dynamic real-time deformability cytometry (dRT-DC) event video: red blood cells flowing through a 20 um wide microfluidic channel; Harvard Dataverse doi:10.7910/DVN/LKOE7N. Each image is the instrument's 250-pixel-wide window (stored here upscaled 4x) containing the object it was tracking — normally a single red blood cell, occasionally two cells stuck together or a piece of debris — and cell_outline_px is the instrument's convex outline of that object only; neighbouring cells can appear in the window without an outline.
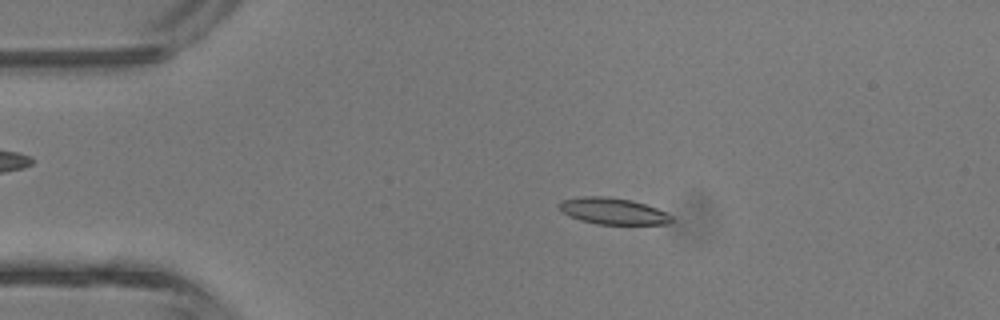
{"species": "common noctule bat (a hibernating species)", "species_latin": "Nyctalus noctula", "temperature_condition": "room temperature", "stored_images_in_passage": 3, "camera_frame_rate_fps": 3000, "um_per_image_px": 0.085, "animal": {"sex": "male", "body_mass_g": 13.3}, "frame": {"image": 1, "passage_image": 2, "time_ms": 1.0, "image_size_px": [1000, 320], "cell_outline_px": [[672, 220], [668, 224], [596, 224], [580, 220], [560, 212], [556, 204], [560, 200], [580, 196], [604, 196], [632, 200], [656, 208], [672, 216]], "centroid_in_image_um": [52.01, 17.93], "position_along_channel_um": 33.0, "area_um2": 17.46}}